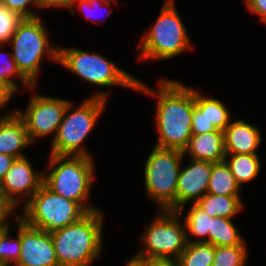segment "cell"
<instances>
[{
  "instance_id": "obj_34",
  "label": "cell",
  "mask_w": 266,
  "mask_h": 266,
  "mask_svg": "<svg viewBox=\"0 0 266 266\" xmlns=\"http://www.w3.org/2000/svg\"><path fill=\"white\" fill-rule=\"evenodd\" d=\"M144 266H180L178 259L174 258H149L138 259Z\"/></svg>"
},
{
  "instance_id": "obj_26",
  "label": "cell",
  "mask_w": 266,
  "mask_h": 266,
  "mask_svg": "<svg viewBox=\"0 0 266 266\" xmlns=\"http://www.w3.org/2000/svg\"><path fill=\"white\" fill-rule=\"evenodd\" d=\"M244 244L216 246L212 266H245L247 252Z\"/></svg>"
},
{
  "instance_id": "obj_14",
  "label": "cell",
  "mask_w": 266,
  "mask_h": 266,
  "mask_svg": "<svg viewBox=\"0 0 266 266\" xmlns=\"http://www.w3.org/2000/svg\"><path fill=\"white\" fill-rule=\"evenodd\" d=\"M212 171V162L191 160V163L180 169L176 190V211L182 214L183 206L193 200L194 204L207 193Z\"/></svg>"
},
{
  "instance_id": "obj_9",
  "label": "cell",
  "mask_w": 266,
  "mask_h": 266,
  "mask_svg": "<svg viewBox=\"0 0 266 266\" xmlns=\"http://www.w3.org/2000/svg\"><path fill=\"white\" fill-rule=\"evenodd\" d=\"M58 63L91 84L136 89L138 79L100 54L58 47Z\"/></svg>"
},
{
  "instance_id": "obj_32",
  "label": "cell",
  "mask_w": 266,
  "mask_h": 266,
  "mask_svg": "<svg viewBox=\"0 0 266 266\" xmlns=\"http://www.w3.org/2000/svg\"><path fill=\"white\" fill-rule=\"evenodd\" d=\"M15 206L6 198L3 191L0 189V228L8 227L9 224L6 218L9 217Z\"/></svg>"
},
{
  "instance_id": "obj_4",
  "label": "cell",
  "mask_w": 266,
  "mask_h": 266,
  "mask_svg": "<svg viewBox=\"0 0 266 266\" xmlns=\"http://www.w3.org/2000/svg\"><path fill=\"white\" fill-rule=\"evenodd\" d=\"M106 93H96L73 111L69 102L57 134L51 143L50 154L58 156H90L82 146L83 141L94 128L108 99ZM70 112V113H69ZM69 113V114H68Z\"/></svg>"
},
{
  "instance_id": "obj_13",
  "label": "cell",
  "mask_w": 266,
  "mask_h": 266,
  "mask_svg": "<svg viewBox=\"0 0 266 266\" xmlns=\"http://www.w3.org/2000/svg\"><path fill=\"white\" fill-rule=\"evenodd\" d=\"M43 184V173H36L26 157L16 158L5 174L0 189L15 206H20L21 197L31 198ZM21 199H20V198Z\"/></svg>"
},
{
  "instance_id": "obj_25",
  "label": "cell",
  "mask_w": 266,
  "mask_h": 266,
  "mask_svg": "<svg viewBox=\"0 0 266 266\" xmlns=\"http://www.w3.org/2000/svg\"><path fill=\"white\" fill-rule=\"evenodd\" d=\"M211 218L205 211L193 203L186 220V231H189L195 237H205L206 239L190 240L187 235V242H207L209 243V231H211ZM208 237V238H207Z\"/></svg>"
},
{
  "instance_id": "obj_37",
  "label": "cell",
  "mask_w": 266,
  "mask_h": 266,
  "mask_svg": "<svg viewBox=\"0 0 266 266\" xmlns=\"http://www.w3.org/2000/svg\"><path fill=\"white\" fill-rule=\"evenodd\" d=\"M14 95V92L2 81H0V108L2 109L11 97ZM2 117V116H0Z\"/></svg>"
},
{
  "instance_id": "obj_19",
  "label": "cell",
  "mask_w": 266,
  "mask_h": 266,
  "mask_svg": "<svg viewBox=\"0 0 266 266\" xmlns=\"http://www.w3.org/2000/svg\"><path fill=\"white\" fill-rule=\"evenodd\" d=\"M240 185L236 182L225 160L212 162V171L207 193L225 196H240Z\"/></svg>"
},
{
  "instance_id": "obj_12",
  "label": "cell",
  "mask_w": 266,
  "mask_h": 266,
  "mask_svg": "<svg viewBox=\"0 0 266 266\" xmlns=\"http://www.w3.org/2000/svg\"><path fill=\"white\" fill-rule=\"evenodd\" d=\"M15 266H59L50 232L21 219V252Z\"/></svg>"
},
{
  "instance_id": "obj_21",
  "label": "cell",
  "mask_w": 266,
  "mask_h": 266,
  "mask_svg": "<svg viewBox=\"0 0 266 266\" xmlns=\"http://www.w3.org/2000/svg\"><path fill=\"white\" fill-rule=\"evenodd\" d=\"M195 105L205 112L209 124H213L216 130L224 132L230 124V112L220 100L203 97L195 90Z\"/></svg>"
},
{
  "instance_id": "obj_11",
  "label": "cell",
  "mask_w": 266,
  "mask_h": 266,
  "mask_svg": "<svg viewBox=\"0 0 266 266\" xmlns=\"http://www.w3.org/2000/svg\"><path fill=\"white\" fill-rule=\"evenodd\" d=\"M68 103V100L36 94L30 99L25 113L15 110L23 119L32 143L51 133L55 138Z\"/></svg>"
},
{
  "instance_id": "obj_33",
  "label": "cell",
  "mask_w": 266,
  "mask_h": 266,
  "mask_svg": "<svg viewBox=\"0 0 266 266\" xmlns=\"http://www.w3.org/2000/svg\"><path fill=\"white\" fill-rule=\"evenodd\" d=\"M249 11L261 16L266 23V0H245Z\"/></svg>"
},
{
  "instance_id": "obj_1",
  "label": "cell",
  "mask_w": 266,
  "mask_h": 266,
  "mask_svg": "<svg viewBox=\"0 0 266 266\" xmlns=\"http://www.w3.org/2000/svg\"><path fill=\"white\" fill-rule=\"evenodd\" d=\"M136 89L148 95H157V130L159 139L155 146L184 151L193 135L192 113L195 106V90L174 81H159L157 94L140 80Z\"/></svg>"
},
{
  "instance_id": "obj_31",
  "label": "cell",
  "mask_w": 266,
  "mask_h": 266,
  "mask_svg": "<svg viewBox=\"0 0 266 266\" xmlns=\"http://www.w3.org/2000/svg\"><path fill=\"white\" fill-rule=\"evenodd\" d=\"M112 1H114V0H73L72 1V7L69 11L72 14H75V12H74L75 10H74L73 6L75 3H78V7L80 8V10L81 9L83 10L82 12H83V14H85L86 18H88V19L91 18L92 21L97 22L94 20L95 16L93 13H91V11L95 12L93 9L101 8L102 7L101 3H104V4L106 3V5L108 6V5H110V2H112ZM88 10L90 11V13L89 12L86 13V11H88Z\"/></svg>"
},
{
  "instance_id": "obj_30",
  "label": "cell",
  "mask_w": 266,
  "mask_h": 266,
  "mask_svg": "<svg viewBox=\"0 0 266 266\" xmlns=\"http://www.w3.org/2000/svg\"><path fill=\"white\" fill-rule=\"evenodd\" d=\"M213 124H209L206 119L205 112H202L196 105L194 106L192 113V134H203L211 131H215Z\"/></svg>"
},
{
  "instance_id": "obj_8",
  "label": "cell",
  "mask_w": 266,
  "mask_h": 266,
  "mask_svg": "<svg viewBox=\"0 0 266 266\" xmlns=\"http://www.w3.org/2000/svg\"><path fill=\"white\" fill-rule=\"evenodd\" d=\"M24 203L21 218L26 224L52 232L64 228L83 217L87 212L75 201L64 198L44 184Z\"/></svg>"
},
{
  "instance_id": "obj_3",
  "label": "cell",
  "mask_w": 266,
  "mask_h": 266,
  "mask_svg": "<svg viewBox=\"0 0 266 266\" xmlns=\"http://www.w3.org/2000/svg\"><path fill=\"white\" fill-rule=\"evenodd\" d=\"M48 165L51 171L48 174L43 173V184L47 188L64 198L77 202L86 212L99 210L92 205H86L92 181L95 179L91 156L50 154Z\"/></svg>"
},
{
  "instance_id": "obj_18",
  "label": "cell",
  "mask_w": 266,
  "mask_h": 266,
  "mask_svg": "<svg viewBox=\"0 0 266 266\" xmlns=\"http://www.w3.org/2000/svg\"><path fill=\"white\" fill-rule=\"evenodd\" d=\"M210 217L233 218L243 208L240 196L205 193L196 203Z\"/></svg>"
},
{
  "instance_id": "obj_24",
  "label": "cell",
  "mask_w": 266,
  "mask_h": 266,
  "mask_svg": "<svg viewBox=\"0 0 266 266\" xmlns=\"http://www.w3.org/2000/svg\"><path fill=\"white\" fill-rule=\"evenodd\" d=\"M18 221L16 239L9 237V226L0 228V265L14 266L17 264L21 252V218H15Z\"/></svg>"
},
{
  "instance_id": "obj_36",
  "label": "cell",
  "mask_w": 266,
  "mask_h": 266,
  "mask_svg": "<svg viewBox=\"0 0 266 266\" xmlns=\"http://www.w3.org/2000/svg\"><path fill=\"white\" fill-rule=\"evenodd\" d=\"M15 157L0 153V184L15 161Z\"/></svg>"
},
{
  "instance_id": "obj_28",
  "label": "cell",
  "mask_w": 266,
  "mask_h": 266,
  "mask_svg": "<svg viewBox=\"0 0 266 266\" xmlns=\"http://www.w3.org/2000/svg\"><path fill=\"white\" fill-rule=\"evenodd\" d=\"M7 53L0 52V56ZM5 55V56H6ZM9 58L8 60H5L0 65V81H2L4 84H6L14 93L17 90V83L16 80H12L10 78L11 76L17 75L19 80L25 85V86H33L18 70L15 61L12 58L11 54H8Z\"/></svg>"
},
{
  "instance_id": "obj_23",
  "label": "cell",
  "mask_w": 266,
  "mask_h": 266,
  "mask_svg": "<svg viewBox=\"0 0 266 266\" xmlns=\"http://www.w3.org/2000/svg\"><path fill=\"white\" fill-rule=\"evenodd\" d=\"M214 257V245L207 242H188L178 261L180 266H212Z\"/></svg>"
},
{
  "instance_id": "obj_17",
  "label": "cell",
  "mask_w": 266,
  "mask_h": 266,
  "mask_svg": "<svg viewBox=\"0 0 266 266\" xmlns=\"http://www.w3.org/2000/svg\"><path fill=\"white\" fill-rule=\"evenodd\" d=\"M192 159L208 162H221L225 160L224 132L215 130L203 134H193L187 148Z\"/></svg>"
},
{
  "instance_id": "obj_38",
  "label": "cell",
  "mask_w": 266,
  "mask_h": 266,
  "mask_svg": "<svg viewBox=\"0 0 266 266\" xmlns=\"http://www.w3.org/2000/svg\"><path fill=\"white\" fill-rule=\"evenodd\" d=\"M126 266H144L143 263L138 260V259H135V258H132Z\"/></svg>"
},
{
  "instance_id": "obj_20",
  "label": "cell",
  "mask_w": 266,
  "mask_h": 266,
  "mask_svg": "<svg viewBox=\"0 0 266 266\" xmlns=\"http://www.w3.org/2000/svg\"><path fill=\"white\" fill-rule=\"evenodd\" d=\"M230 161L228 162V157ZM228 164L236 182L240 185L254 180L260 172V161L258 154H225Z\"/></svg>"
},
{
  "instance_id": "obj_2",
  "label": "cell",
  "mask_w": 266,
  "mask_h": 266,
  "mask_svg": "<svg viewBox=\"0 0 266 266\" xmlns=\"http://www.w3.org/2000/svg\"><path fill=\"white\" fill-rule=\"evenodd\" d=\"M100 210L87 212L78 221L50 232L59 266H88L102 251Z\"/></svg>"
},
{
  "instance_id": "obj_39",
  "label": "cell",
  "mask_w": 266,
  "mask_h": 266,
  "mask_svg": "<svg viewBox=\"0 0 266 266\" xmlns=\"http://www.w3.org/2000/svg\"><path fill=\"white\" fill-rule=\"evenodd\" d=\"M3 6V0H0V7Z\"/></svg>"
},
{
  "instance_id": "obj_22",
  "label": "cell",
  "mask_w": 266,
  "mask_h": 266,
  "mask_svg": "<svg viewBox=\"0 0 266 266\" xmlns=\"http://www.w3.org/2000/svg\"><path fill=\"white\" fill-rule=\"evenodd\" d=\"M209 243L216 246L244 244V239L232 222V218L212 217Z\"/></svg>"
},
{
  "instance_id": "obj_29",
  "label": "cell",
  "mask_w": 266,
  "mask_h": 266,
  "mask_svg": "<svg viewBox=\"0 0 266 266\" xmlns=\"http://www.w3.org/2000/svg\"><path fill=\"white\" fill-rule=\"evenodd\" d=\"M29 4L37 6V0H3V6L9 8L11 11L16 12L23 18H34L38 17L30 8Z\"/></svg>"
},
{
  "instance_id": "obj_6",
  "label": "cell",
  "mask_w": 266,
  "mask_h": 266,
  "mask_svg": "<svg viewBox=\"0 0 266 266\" xmlns=\"http://www.w3.org/2000/svg\"><path fill=\"white\" fill-rule=\"evenodd\" d=\"M12 58L19 72L33 85L37 81L42 56L58 62V47L50 46L47 30L40 17L24 18L10 39Z\"/></svg>"
},
{
  "instance_id": "obj_27",
  "label": "cell",
  "mask_w": 266,
  "mask_h": 266,
  "mask_svg": "<svg viewBox=\"0 0 266 266\" xmlns=\"http://www.w3.org/2000/svg\"><path fill=\"white\" fill-rule=\"evenodd\" d=\"M24 18L7 7H0V45L9 43Z\"/></svg>"
},
{
  "instance_id": "obj_15",
  "label": "cell",
  "mask_w": 266,
  "mask_h": 266,
  "mask_svg": "<svg viewBox=\"0 0 266 266\" xmlns=\"http://www.w3.org/2000/svg\"><path fill=\"white\" fill-rule=\"evenodd\" d=\"M31 143L24 121L16 111L0 117V153L25 157L21 150Z\"/></svg>"
},
{
  "instance_id": "obj_7",
  "label": "cell",
  "mask_w": 266,
  "mask_h": 266,
  "mask_svg": "<svg viewBox=\"0 0 266 266\" xmlns=\"http://www.w3.org/2000/svg\"><path fill=\"white\" fill-rule=\"evenodd\" d=\"M184 152L154 146L144 167L146 193L160 210L176 211V190Z\"/></svg>"
},
{
  "instance_id": "obj_10",
  "label": "cell",
  "mask_w": 266,
  "mask_h": 266,
  "mask_svg": "<svg viewBox=\"0 0 266 266\" xmlns=\"http://www.w3.org/2000/svg\"><path fill=\"white\" fill-rule=\"evenodd\" d=\"M163 211V212H162ZM146 228L142 242L146 250L139 252L133 258H174L178 259L187 247V231L180 224L178 211L162 210Z\"/></svg>"
},
{
  "instance_id": "obj_5",
  "label": "cell",
  "mask_w": 266,
  "mask_h": 266,
  "mask_svg": "<svg viewBox=\"0 0 266 266\" xmlns=\"http://www.w3.org/2000/svg\"><path fill=\"white\" fill-rule=\"evenodd\" d=\"M143 36L139 59H170L192 48L173 0L162 7L154 26Z\"/></svg>"
},
{
  "instance_id": "obj_16",
  "label": "cell",
  "mask_w": 266,
  "mask_h": 266,
  "mask_svg": "<svg viewBox=\"0 0 266 266\" xmlns=\"http://www.w3.org/2000/svg\"><path fill=\"white\" fill-rule=\"evenodd\" d=\"M224 141L226 154H257L261 135L253 124L237 120L227 126Z\"/></svg>"
},
{
  "instance_id": "obj_35",
  "label": "cell",
  "mask_w": 266,
  "mask_h": 266,
  "mask_svg": "<svg viewBox=\"0 0 266 266\" xmlns=\"http://www.w3.org/2000/svg\"><path fill=\"white\" fill-rule=\"evenodd\" d=\"M73 0H37V8L64 7L69 10Z\"/></svg>"
}]
</instances>
